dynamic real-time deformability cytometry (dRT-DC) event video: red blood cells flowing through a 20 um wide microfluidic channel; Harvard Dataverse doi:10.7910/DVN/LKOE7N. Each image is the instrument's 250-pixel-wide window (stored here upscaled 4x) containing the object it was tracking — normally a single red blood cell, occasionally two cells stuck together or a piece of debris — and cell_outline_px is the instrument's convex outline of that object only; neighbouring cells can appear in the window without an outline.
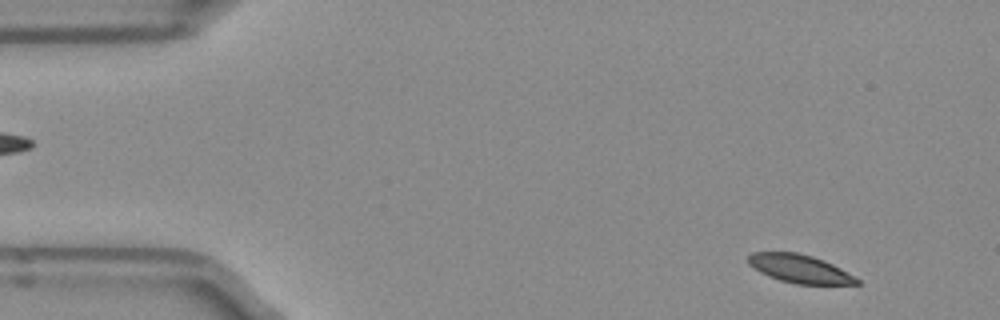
{"species": "Egyptian fruit bat (a non-hibernating species)", "species_latin": "Rousettus aegyptiacus", "temperature_condition": "room temperature", "stored_images_in_passage": 49, "camera_frame_rate_fps": 3000, "um_per_image_px": 0.085, "frame": {"image": 1, "passage_image": 2, "time_ms": 0.333, "image_size_px": [1000, 320], "cell_outline_px": [[860, 284], [796, 284], [780, 280], [768, 276], [760, 272], [748, 264], [748, 256], [752, 252], [796, 252], [812, 256], [832, 264], [840, 268], [860, 280]], "centroid_in_image_um": [67.95, 22.84], "position_along_channel_um": 17.1, "area_um2": 17.74}}
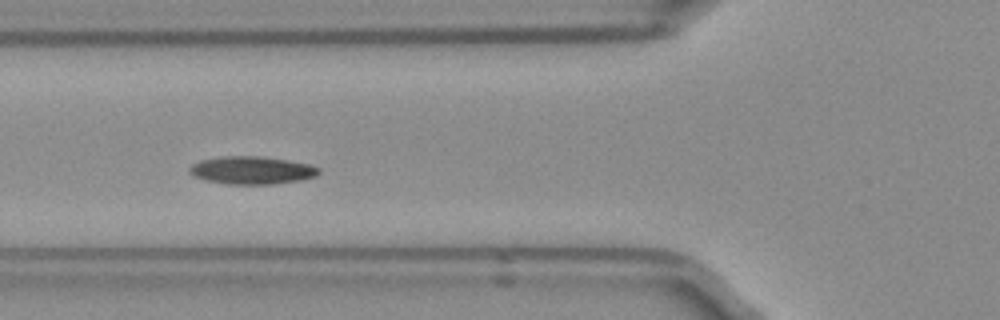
{"frame": {"image": 2, "passage_image": 16, "time_ms": 5.0, "image_size_px": [1000, 320], "cell_outline_px": [[320, 172], [316, 176], [304, 180], [272, 184], [224, 184], [204, 180], [192, 176], [188, 172], [188, 168], [192, 164], [200, 160], [224, 156], [260, 156], [288, 160], [308, 164], [320, 168]], "centroid_in_image_um": [21.38, 14.48], "position_along_channel_um": 104.4, "area_um2": 21.21}}
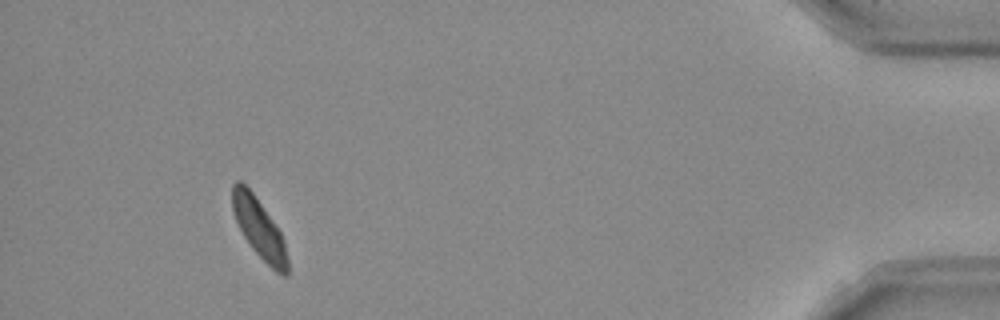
{"frame": {"image": 3, "passage_image": 45, "time_ms": 14.667, "image_size_px": [1000, 320], "cell_outline_px": [[288, 276], [280, 276], [252, 248], [244, 236], [236, 220], [232, 208], [232, 184], [236, 180], [240, 180], [252, 192], [272, 220], [280, 232], [284, 240], [288, 260]], "centroid_in_image_um": [22.03, 19.43], "position_along_channel_um": 413.2, "area_um2": 18.84}, "authors_computed_cell_mechanics": {"area_um2": 19.8254, "velocity_mm_per_s": 3.9023, "shape_relaxation_time_tau1_ms": 4.5225, "shape_relaxation_time_tau2_ms": null, "deformation_change_tau1": 0.0894, "deformation_change_tau2": null}}